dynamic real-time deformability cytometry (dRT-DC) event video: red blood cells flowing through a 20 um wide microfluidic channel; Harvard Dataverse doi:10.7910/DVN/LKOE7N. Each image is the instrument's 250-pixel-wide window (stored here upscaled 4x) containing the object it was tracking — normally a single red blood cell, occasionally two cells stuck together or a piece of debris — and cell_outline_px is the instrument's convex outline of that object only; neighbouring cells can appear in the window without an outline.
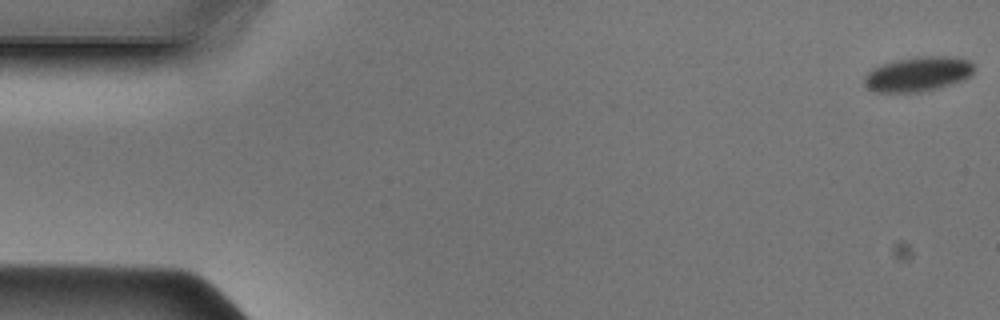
{"species": "Egyptian fruit bat (a non-hibernating species)", "species_latin": "Rousettus aegyptiacus", "temperature_condition": "cold", "stored_images_in_passage": 48, "camera_frame_rate_fps": 3000, "um_per_image_px": 0.085, "animal": {"sex": "male"}, "frame": {"image": 1, "passage_image": 1, "time_ms": 0.0, "image_size_px": [1000, 320], "cell_outline_px": [[972, 76], [964, 80], [952, 84], [920, 92], [872, 92], [864, 84], [864, 76], [872, 68], [880, 64], [896, 60], [916, 56], [952, 56], [972, 60]], "centroid_in_image_um": [78.02, 6.29], "position_along_channel_um": 7.0, "area_um2": 22.48}}
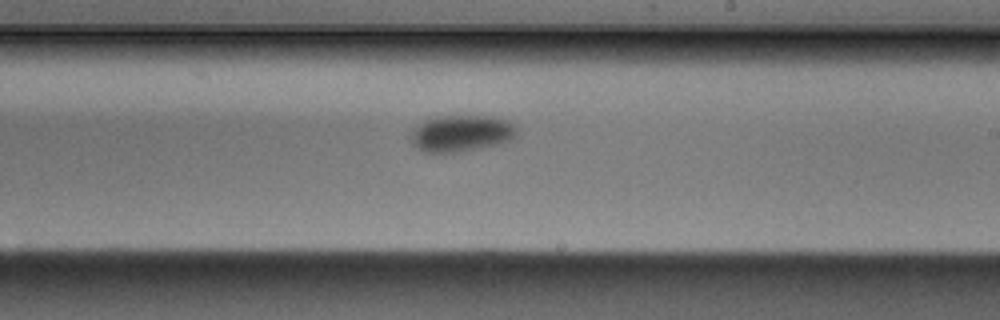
{"frame": {"image": 2, "passage_image": 28, "time_ms": 9.0, "image_size_px": [1000, 320], "cell_outline_px": [[516, 136], [500, 144], [460, 152], [424, 152], [412, 144], [408, 136], [424, 120], [436, 116], [496, 116], [508, 120], [516, 128]], "centroid_in_image_um": [39.2, 11.33], "position_along_channel_um": 249.8, "area_um2": 22.66}}
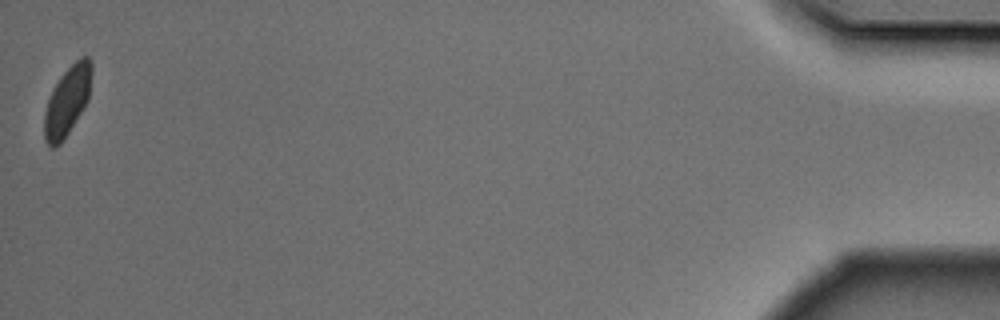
{"frame": {"image": 3, "passage_image": 48, "time_ms": 15.667, "image_size_px": [1000, 320], "cell_outline_px": [[92, 72], [88, 100], [68, 132], [60, 144], [56, 148], [52, 148], [44, 140], [44, 112], [48, 100], [60, 76], [76, 60], [84, 56], [88, 56], [92, 60]], "centroid_in_image_um": [5.72, 8.57], "position_along_channel_um": 429.5, "area_um2": 18.84}}